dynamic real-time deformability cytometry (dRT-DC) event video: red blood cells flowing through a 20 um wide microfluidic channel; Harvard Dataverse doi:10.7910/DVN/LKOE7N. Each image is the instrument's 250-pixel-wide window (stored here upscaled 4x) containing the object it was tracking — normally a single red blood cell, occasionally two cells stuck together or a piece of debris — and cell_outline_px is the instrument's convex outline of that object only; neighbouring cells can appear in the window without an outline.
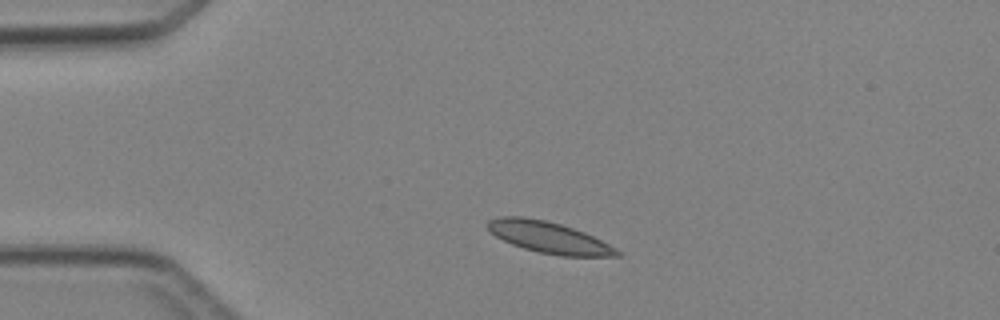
{"species": "Egyptian fruit bat (a non-hibernating species)", "species_latin": "Rousettus aegyptiacus", "temperature_condition": "cold", "stored_images_in_passage": 2, "camera_frame_rate_fps": 3000, "um_per_image_px": 0.085, "animal": {"sex": "female"}, "frame": {"image": 1, "passage_image": 1, "time_ms": 0.0, "image_size_px": [1000, 320], "cell_outline_px": [[624, 256], [560, 256], [540, 252], [524, 248], [512, 244], [496, 236], [484, 224], [488, 220], [500, 216], [524, 216], [544, 220], [560, 224], [584, 232], [616, 248]], "centroid_in_image_um": [46.63, 20.17], "position_along_channel_um": 38.4, "area_um2": 23.47}}